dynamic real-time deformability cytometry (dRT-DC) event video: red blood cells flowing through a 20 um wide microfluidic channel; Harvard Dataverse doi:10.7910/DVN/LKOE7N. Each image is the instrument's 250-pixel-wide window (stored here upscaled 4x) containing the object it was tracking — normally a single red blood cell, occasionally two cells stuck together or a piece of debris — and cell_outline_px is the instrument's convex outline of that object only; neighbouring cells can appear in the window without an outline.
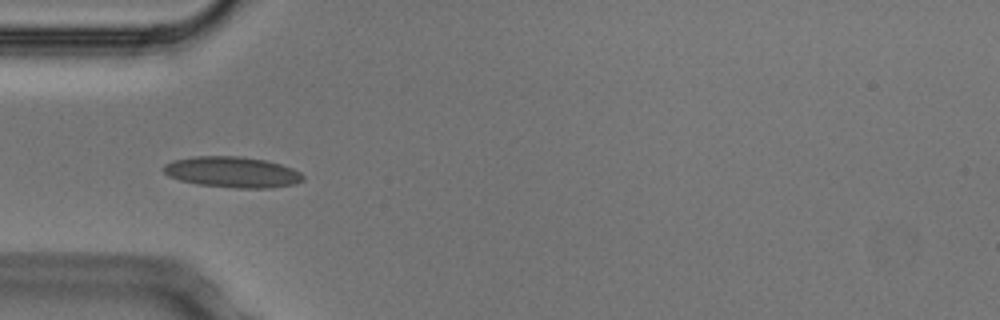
{"species": "Egyptian fruit bat (a non-hibernating species)", "species_latin": "Rousettus aegyptiacus", "temperature_condition": "cold", "stored_images_in_passage": 4, "camera_frame_rate_fps": 3000, "um_per_image_px": 0.085, "animal": {"sex": "male"}, "frame": {"image": 1, "passage_image": 4, "time_ms": 1.0, "image_size_px": [1000, 320], "cell_outline_px": [[304, 180], [296, 184], [272, 188], [236, 188], [196, 184], [180, 180], [168, 176], [164, 172], [164, 164], [172, 160], [192, 156], [240, 156], [264, 160], [280, 164], [292, 168], [300, 172], [304, 176]], "centroid_in_image_um": [19.75, 14.63], "position_along_channel_um": 65.3, "area_um2": 25.26}}